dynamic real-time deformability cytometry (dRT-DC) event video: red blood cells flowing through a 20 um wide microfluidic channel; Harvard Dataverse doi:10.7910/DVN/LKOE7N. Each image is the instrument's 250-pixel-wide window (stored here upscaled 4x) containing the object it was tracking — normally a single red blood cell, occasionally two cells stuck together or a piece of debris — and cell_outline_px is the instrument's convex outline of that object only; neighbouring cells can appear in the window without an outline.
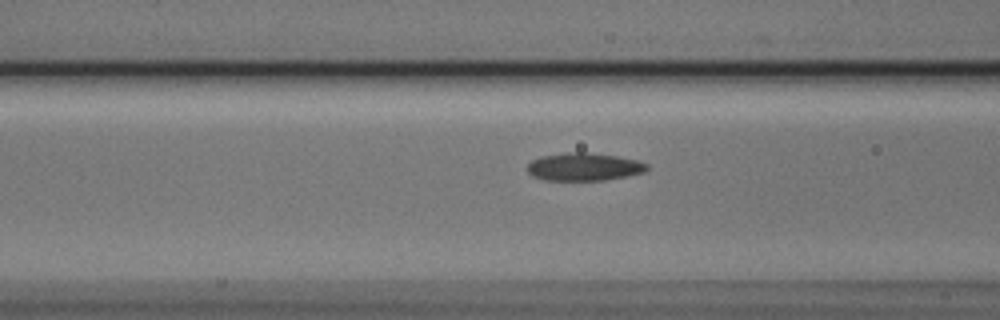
{"species": "Egyptian fruit bat (a non-hibernating species)", "species_latin": "Rousettus aegyptiacus", "temperature_condition": "cold", "stored_images_in_passage": 4, "segment_of_instrument_passage": [2, 2], "camera_frame_rate_fps": 3000, "um_per_image_px": 0.085, "animal": {"sex": "male"}, "frame": {"image": 1, "passage_image": 4, "time_ms": 1.0, "image_size_px": [1000, 320], "cell_outline_px": [[648, 168], [644, 172], [628, 176], [604, 180], [544, 180], [532, 176], [528, 172], [528, 164], [532, 160], [544, 156], [568, 152], [584, 152], [616, 156], [636, 160], [648, 164]], "centroid_in_image_um": [49.64, 14.19], "position_along_channel_um": 117.0, "area_um2": 19.25}}